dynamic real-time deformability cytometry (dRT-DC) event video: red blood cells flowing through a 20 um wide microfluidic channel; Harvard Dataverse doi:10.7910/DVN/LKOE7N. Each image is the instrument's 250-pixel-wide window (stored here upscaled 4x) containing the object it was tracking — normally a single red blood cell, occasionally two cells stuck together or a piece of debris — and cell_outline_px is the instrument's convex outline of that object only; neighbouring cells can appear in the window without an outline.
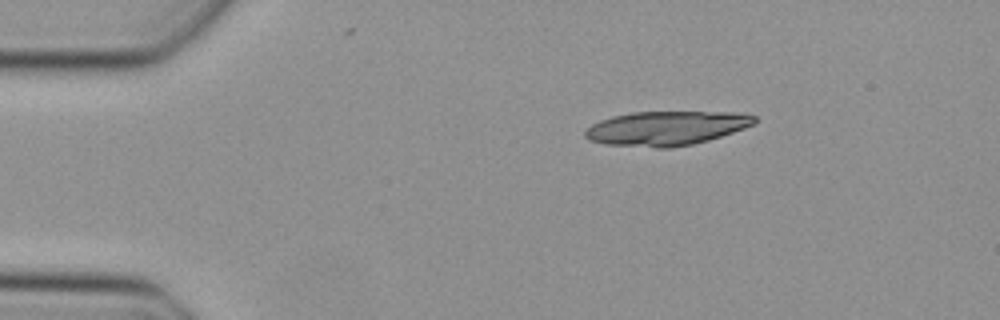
{"species": "Egyptian fruit bat (a non-hibernating species)", "species_latin": "Rousettus aegyptiacus", "temperature_condition": "cold", "stored_images_in_passage": 41, "segment_of_instrument_passage": [1, 2], "camera_frame_rate_fps": 3000, "um_per_image_px": 0.085, "animal": {"sex": "female"}, "frame": {"image": 1, "passage_image": 1, "time_ms": 0.0, "image_size_px": [1000, 320], "cell_outline_px": [[756, 124], [708, 140], [692, 144], [668, 148], [656, 148], [604, 144], [588, 140], [584, 136], [584, 132], [592, 124], [600, 120], [612, 116], [632, 112], [736, 112], [756, 116]], "centroid_in_image_um": [56.61, 10.9], "position_along_channel_um": 28.4, "area_um2": 33.81}}